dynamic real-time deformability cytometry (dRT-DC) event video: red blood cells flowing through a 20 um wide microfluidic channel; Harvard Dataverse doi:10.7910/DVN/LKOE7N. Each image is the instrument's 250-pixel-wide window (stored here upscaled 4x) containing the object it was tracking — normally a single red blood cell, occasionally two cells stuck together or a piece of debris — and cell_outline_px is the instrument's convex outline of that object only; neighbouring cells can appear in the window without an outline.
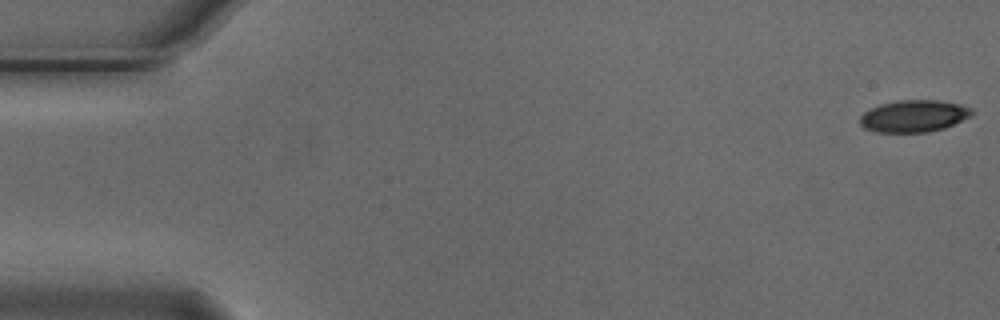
{"species": "Egyptian fruit bat (a non-hibernating species)", "species_latin": "Rousettus aegyptiacus", "temperature_condition": "cold", "stored_images_in_passage": 6, "camera_frame_rate_fps": 3000, "um_per_image_px": 0.085, "animal": {"sex": "male"}, "frame": {"image": 1, "passage_image": 1, "time_ms": 0.0, "image_size_px": [1000, 320], "cell_outline_px": [[972, 116], [944, 128], [928, 132], [876, 132], [864, 128], [860, 124], [860, 116], [864, 112], [880, 104], [896, 100], [936, 100], [956, 104], [972, 108]], "centroid_in_image_um": [77.65, 9.87], "position_along_channel_um": 7.3, "area_um2": 20.75}}
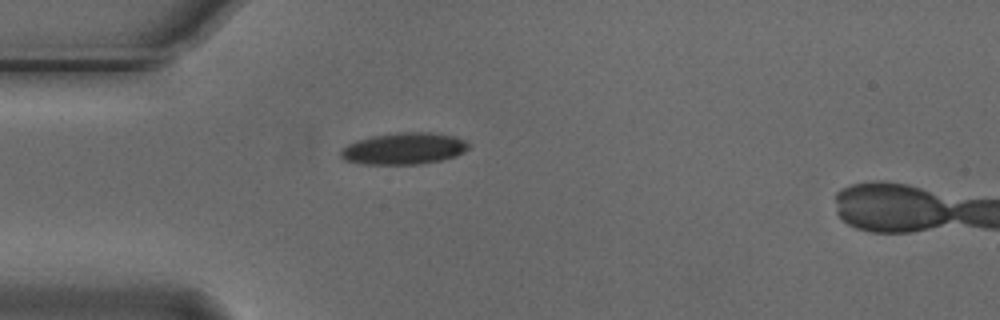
{"frame": {"image": 2, "passage_image": 5, "time_ms": 1.333, "image_size_px": [1000, 320], "cell_outline_px": [[472, 144], [464, 152], [456, 156], [440, 160], [420, 164], [360, 164], [344, 160], [340, 156], [340, 148], [356, 140], [372, 136], [396, 132], [436, 132], [452, 136], [464, 140]], "centroid_in_image_um": [34.32, 12.62], "position_along_channel_um": 50.7, "area_um2": 23.87}}